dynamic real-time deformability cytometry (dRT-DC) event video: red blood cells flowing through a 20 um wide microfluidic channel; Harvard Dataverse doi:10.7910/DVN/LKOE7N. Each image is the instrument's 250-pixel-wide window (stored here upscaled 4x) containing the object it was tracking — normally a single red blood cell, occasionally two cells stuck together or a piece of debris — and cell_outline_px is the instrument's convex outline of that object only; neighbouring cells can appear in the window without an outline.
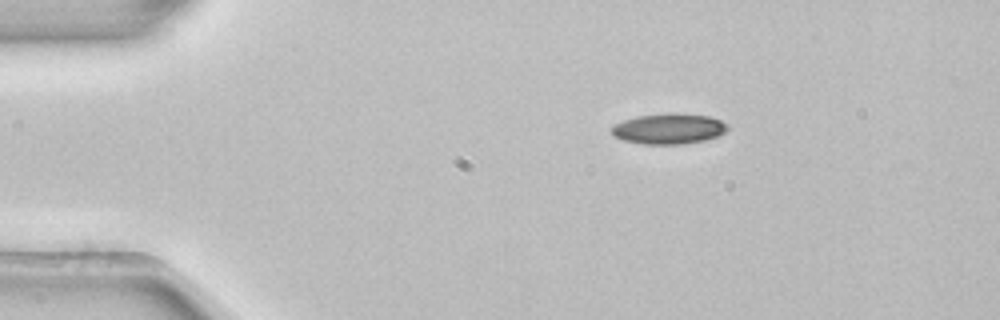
{"species": "common noctule bat (a hibernating species)", "species_latin": "Nyctalus noctula", "temperature_condition": "room temperature", "stored_images_in_passage": 3, "camera_frame_rate_fps": 3000, "um_per_image_px": 0.085, "animal": {"sex": "female", "body_mass_g": 22.7, "forearm_length_mm": 54.2}, "frame": {"image": 1, "passage_image": 2, "time_ms": 0.333, "image_size_px": [1000, 320], "cell_outline_px": [[728, 128], [724, 132], [716, 136], [704, 140], [680, 144], [644, 144], [624, 140], [612, 136], [608, 128], [612, 124], [636, 116], [672, 112], [680, 112], [712, 116], [728, 124]], "centroid_in_image_um": [56.8, 10.92], "position_along_channel_um": 28.2, "area_um2": 21.04}}